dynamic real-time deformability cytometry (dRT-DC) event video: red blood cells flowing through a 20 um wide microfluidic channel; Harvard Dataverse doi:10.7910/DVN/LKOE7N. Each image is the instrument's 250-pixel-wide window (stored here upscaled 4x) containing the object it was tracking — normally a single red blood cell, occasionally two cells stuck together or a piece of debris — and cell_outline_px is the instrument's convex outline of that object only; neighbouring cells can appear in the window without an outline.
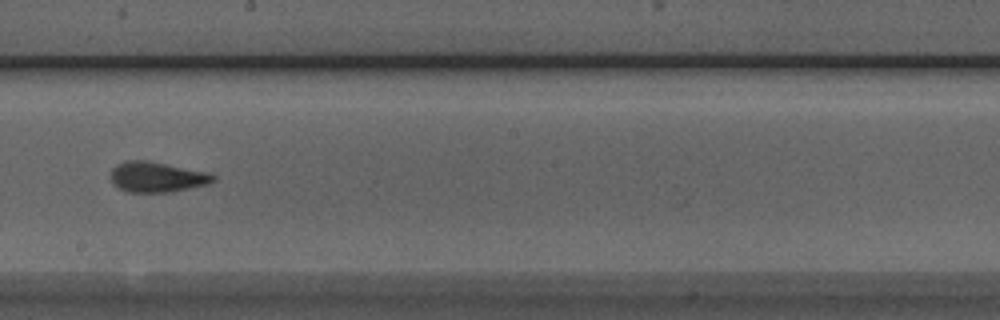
{"species": "Egyptian fruit bat (a non-hibernating species)", "species_latin": "Rousettus aegyptiacus", "temperature_condition": "room temperature", "stored_images_in_passage": 8, "camera_frame_rate_fps": 3000, "um_per_image_px": 0.085, "animal": {"sex": "male"}, "frame": {"image": 1, "passage_image": 8, "time_ms": 8.0, "image_size_px": [1000, 320], "cell_outline_px": [[216, 180], [208, 184], [172, 192], [124, 192], [116, 188], [112, 184], [112, 168], [116, 164], [124, 160], [144, 160], [212, 172], [216, 176]], "centroid_in_image_um": [13.35, 15.05], "position_along_channel_um": 234.8, "area_um2": 18.5}}